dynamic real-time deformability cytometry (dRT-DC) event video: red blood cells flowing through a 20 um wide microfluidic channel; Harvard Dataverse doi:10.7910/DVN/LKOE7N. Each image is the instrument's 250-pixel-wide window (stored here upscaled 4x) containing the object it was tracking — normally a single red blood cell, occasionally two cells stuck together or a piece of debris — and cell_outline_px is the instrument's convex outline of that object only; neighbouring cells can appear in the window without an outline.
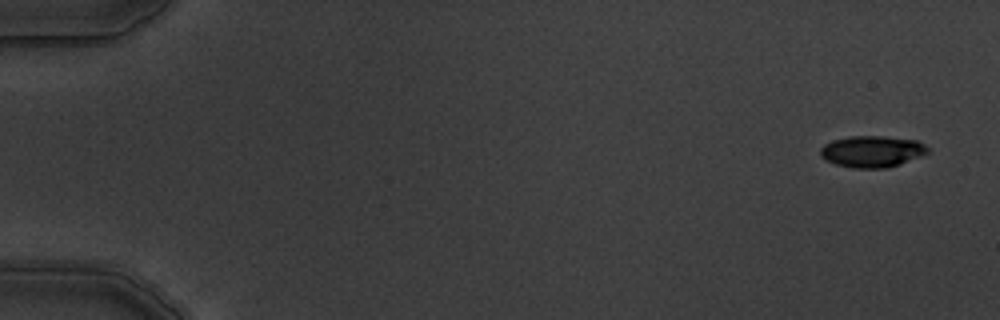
{"species": "common noctule bat (a hibernating species)", "species_latin": "Nyctalus noctula", "temperature_condition": "warm", "stored_images_in_passage": 6, "camera_frame_rate_fps": 3000, "um_per_image_px": 0.085, "animal": {"sex": "male", "body_mass_g": 19.5, "forearm_length_mm": 54.6}, "frame": {"image": 1, "passage_image": 1, "time_ms": 0.0, "image_size_px": [1000, 320], "cell_outline_px": [[928, 152], [900, 164], [888, 168], [852, 168], [836, 164], [824, 160], [820, 156], [820, 148], [824, 144], [832, 140], [848, 136], [884, 136], [916, 140], [924, 144], [928, 148]], "centroid_in_image_um": [74.07, 12.87], "position_along_channel_um": 10.9, "area_um2": 19.77}}
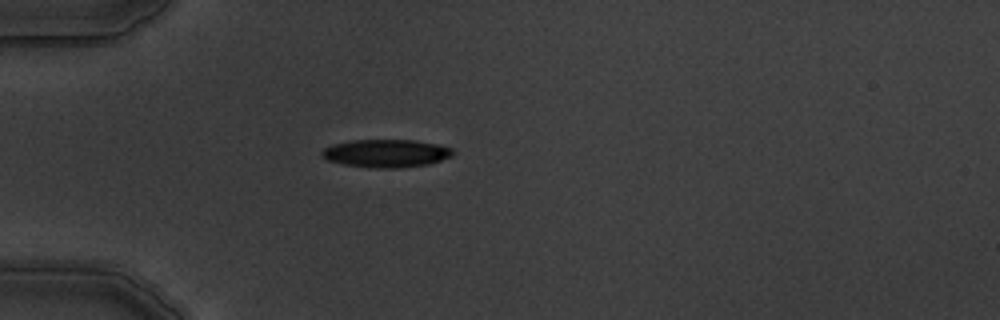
{"frame": {"image": 2, "passage_image": 5, "time_ms": 4.667, "image_size_px": [1000, 320], "cell_outline_px": [[456, 152], [452, 156], [428, 164], [400, 168], [376, 168], [344, 164], [324, 160], [320, 156], [320, 152], [324, 148], [332, 144], [352, 140], [412, 140], [436, 144], [452, 148]], "centroid_in_image_um": [32.78, 13.03], "position_along_channel_um": 52.2, "area_um2": 21.44}}